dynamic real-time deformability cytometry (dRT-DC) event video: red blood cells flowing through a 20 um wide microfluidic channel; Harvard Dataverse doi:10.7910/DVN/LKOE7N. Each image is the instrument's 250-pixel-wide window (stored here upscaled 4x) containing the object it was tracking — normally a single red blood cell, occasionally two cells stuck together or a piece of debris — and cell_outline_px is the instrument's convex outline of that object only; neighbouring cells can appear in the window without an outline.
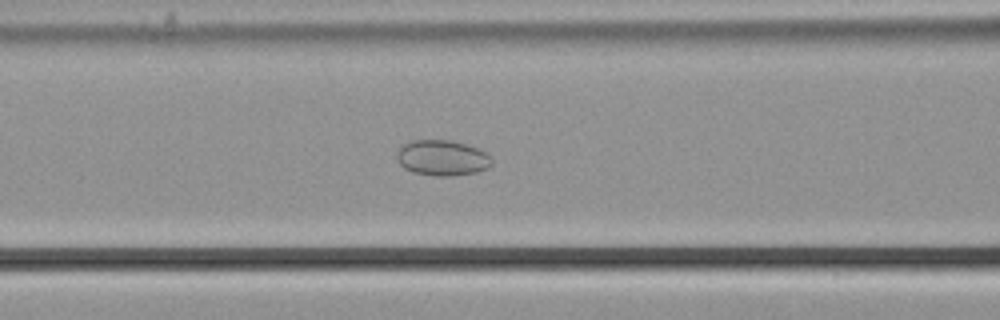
{"species": "common noctule bat (a hibernating species)", "species_latin": "Nyctalus noctula", "temperature_condition": "cold", "stored_images_in_passage": 42, "camera_frame_rate_fps": 3000, "um_per_image_px": 0.085, "animal": {"sex": "male", "body_mass_g": 21.5, "forearm_length_mm": 52.0}, "frame": {"image": 1, "passage_image": 9, "time_ms": 2.667, "image_size_px": [1000, 320], "cell_outline_px": [[492, 164], [488, 168], [476, 172], [452, 176], [436, 176], [412, 172], [404, 168], [400, 164], [396, 156], [396, 152], [404, 144], [412, 140], [452, 140], [476, 148], [492, 156]], "centroid_in_image_um": [37.59, 13.42], "position_along_channel_um": 129.0, "area_um2": 19.71}}
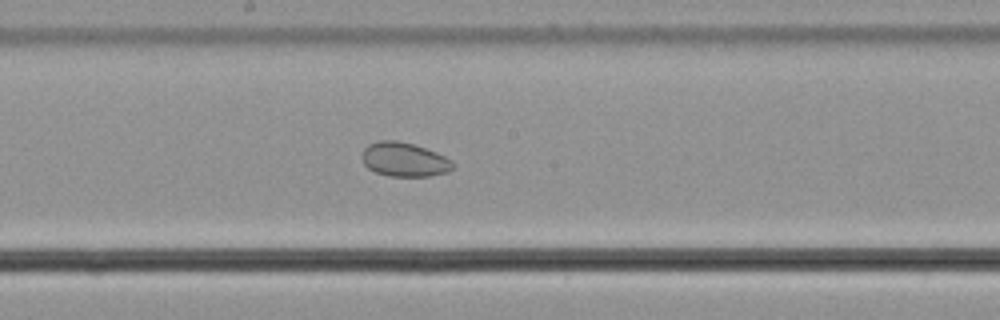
{"frame": {"image": 2, "passage_image": 16, "time_ms": 5.0, "image_size_px": [1000, 320], "cell_outline_px": [[456, 164], [448, 172], [428, 176], [388, 176], [376, 172], [368, 168], [364, 164], [360, 156], [364, 148], [368, 144], [380, 140], [396, 140], [412, 144], [436, 152], [452, 160]], "centroid_in_image_um": [34.35, 13.56], "position_along_channel_um": 213.9, "area_um2": 18.15}}
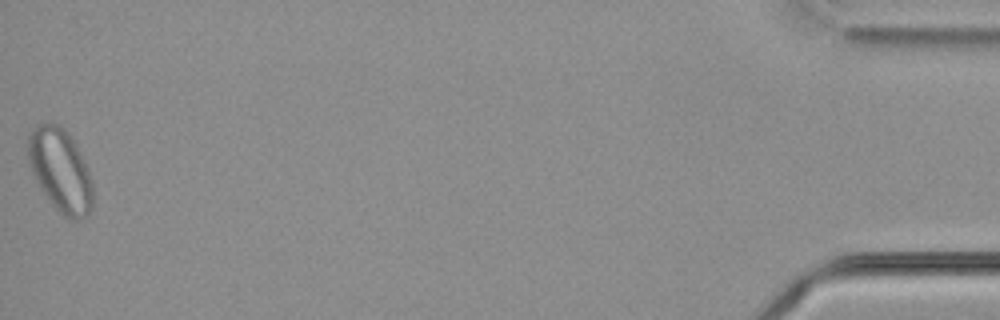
{"frame": {"image": 3, "passage_image": 42, "time_ms": 13.667, "image_size_px": [1000, 320], "cell_outline_px": [[92, 208], [88, 216], [76, 220], [72, 220], [64, 216], [52, 204], [36, 180], [32, 172], [28, 156], [28, 136], [32, 128], [40, 124], [60, 124], [64, 128], [72, 140], [92, 180]], "centroid_in_image_um": [5.12, 14.5], "position_along_channel_um": 430.1, "area_um2": 30.69}}